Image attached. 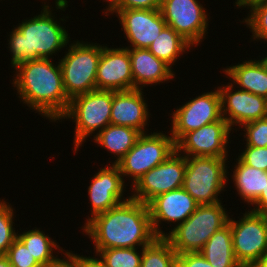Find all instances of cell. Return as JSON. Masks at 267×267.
<instances>
[{"mask_svg": "<svg viewBox=\"0 0 267 267\" xmlns=\"http://www.w3.org/2000/svg\"><path fill=\"white\" fill-rule=\"evenodd\" d=\"M81 229L93 240V249L143 248L157 238L148 204L131 197L94 216Z\"/></svg>", "mask_w": 267, "mask_h": 267, "instance_id": "obj_1", "label": "cell"}, {"mask_svg": "<svg viewBox=\"0 0 267 267\" xmlns=\"http://www.w3.org/2000/svg\"><path fill=\"white\" fill-rule=\"evenodd\" d=\"M12 83L19 100L49 122H58L69 107L60 63L51 59L28 60L17 65Z\"/></svg>", "mask_w": 267, "mask_h": 267, "instance_id": "obj_2", "label": "cell"}, {"mask_svg": "<svg viewBox=\"0 0 267 267\" xmlns=\"http://www.w3.org/2000/svg\"><path fill=\"white\" fill-rule=\"evenodd\" d=\"M44 0L41 13L24 19L12 29L8 39V48L11 52V69L28 60L51 59L53 54L62 51L68 46L70 35L66 26L59 22L66 21L63 15L57 21L56 12ZM52 9V10H51ZM56 18V19H55Z\"/></svg>", "mask_w": 267, "mask_h": 267, "instance_id": "obj_3", "label": "cell"}, {"mask_svg": "<svg viewBox=\"0 0 267 267\" xmlns=\"http://www.w3.org/2000/svg\"><path fill=\"white\" fill-rule=\"evenodd\" d=\"M222 201L199 205L183 223L171 227L164 237L177 254L200 252L209 238L228 224L230 215Z\"/></svg>", "mask_w": 267, "mask_h": 267, "instance_id": "obj_4", "label": "cell"}, {"mask_svg": "<svg viewBox=\"0 0 267 267\" xmlns=\"http://www.w3.org/2000/svg\"><path fill=\"white\" fill-rule=\"evenodd\" d=\"M112 102L113 91L105 90H94L70 99L69 107L60 120L70 119L75 122L74 153L88 137L94 138L95 134L110 124Z\"/></svg>", "mask_w": 267, "mask_h": 267, "instance_id": "obj_5", "label": "cell"}, {"mask_svg": "<svg viewBox=\"0 0 267 267\" xmlns=\"http://www.w3.org/2000/svg\"><path fill=\"white\" fill-rule=\"evenodd\" d=\"M68 51L59 59L63 85L71 99L77 95L96 90V74L102 45L75 40L68 43Z\"/></svg>", "mask_w": 267, "mask_h": 267, "instance_id": "obj_6", "label": "cell"}, {"mask_svg": "<svg viewBox=\"0 0 267 267\" xmlns=\"http://www.w3.org/2000/svg\"><path fill=\"white\" fill-rule=\"evenodd\" d=\"M229 158L186 156L183 188L199 205L221 202L219 194L230 180L227 173ZM221 192V193H220Z\"/></svg>", "mask_w": 267, "mask_h": 267, "instance_id": "obj_7", "label": "cell"}, {"mask_svg": "<svg viewBox=\"0 0 267 267\" xmlns=\"http://www.w3.org/2000/svg\"><path fill=\"white\" fill-rule=\"evenodd\" d=\"M176 151V143L170 134L162 132L142 133L135 145L116 163L120 173L132 180L131 186L145 173L163 163Z\"/></svg>", "mask_w": 267, "mask_h": 267, "instance_id": "obj_8", "label": "cell"}, {"mask_svg": "<svg viewBox=\"0 0 267 267\" xmlns=\"http://www.w3.org/2000/svg\"><path fill=\"white\" fill-rule=\"evenodd\" d=\"M249 210L239 220L230 217L228 221L234 256L242 267H249L267 252V219Z\"/></svg>", "mask_w": 267, "mask_h": 267, "instance_id": "obj_9", "label": "cell"}, {"mask_svg": "<svg viewBox=\"0 0 267 267\" xmlns=\"http://www.w3.org/2000/svg\"><path fill=\"white\" fill-rule=\"evenodd\" d=\"M159 9L166 25L193 47L204 41L210 17L198 0H161Z\"/></svg>", "mask_w": 267, "mask_h": 267, "instance_id": "obj_10", "label": "cell"}, {"mask_svg": "<svg viewBox=\"0 0 267 267\" xmlns=\"http://www.w3.org/2000/svg\"><path fill=\"white\" fill-rule=\"evenodd\" d=\"M185 171L186 156L176 150L163 163L152 168L130 186V197L148 204L160 194L182 188Z\"/></svg>", "mask_w": 267, "mask_h": 267, "instance_id": "obj_11", "label": "cell"}, {"mask_svg": "<svg viewBox=\"0 0 267 267\" xmlns=\"http://www.w3.org/2000/svg\"><path fill=\"white\" fill-rule=\"evenodd\" d=\"M170 117V135L177 143L185 134L222 118L221 97L218 88L204 92L177 106Z\"/></svg>", "mask_w": 267, "mask_h": 267, "instance_id": "obj_12", "label": "cell"}, {"mask_svg": "<svg viewBox=\"0 0 267 267\" xmlns=\"http://www.w3.org/2000/svg\"><path fill=\"white\" fill-rule=\"evenodd\" d=\"M231 130L222 117L219 121L185 134L176 143V150L184 156L228 158Z\"/></svg>", "mask_w": 267, "mask_h": 267, "instance_id": "obj_13", "label": "cell"}, {"mask_svg": "<svg viewBox=\"0 0 267 267\" xmlns=\"http://www.w3.org/2000/svg\"><path fill=\"white\" fill-rule=\"evenodd\" d=\"M218 90L221 97L222 117L233 129L231 135L234 130L237 131L233 127L240 128L245 123L267 117L266 98L237 89L230 82L227 85L218 86Z\"/></svg>", "mask_w": 267, "mask_h": 267, "instance_id": "obj_14", "label": "cell"}, {"mask_svg": "<svg viewBox=\"0 0 267 267\" xmlns=\"http://www.w3.org/2000/svg\"><path fill=\"white\" fill-rule=\"evenodd\" d=\"M92 178L88 186L91 217L88 216L84 225L94 216L104 213L130 198L129 195L126 198L123 196L127 184L116 164L105 165Z\"/></svg>", "mask_w": 267, "mask_h": 267, "instance_id": "obj_15", "label": "cell"}, {"mask_svg": "<svg viewBox=\"0 0 267 267\" xmlns=\"http://www.w3.org/2000/svg\"><path fill=\"white\" fill-rule=\"evenodd\" d=\"M199 204L182 187L156 196L148 203L151 224L157 237H165L167 232L161 230L160 224L170 223L175 226L185 222L197 209Z\"/></svg>", "mask_w": 267, "mask_h": 267, "instance_id": "obj_16", "label": "cell"}, {"mask_svg": "<svg viewBox=\"0 0 267 267\" xmlns=\"http://www.w3.org/2000/svg\"><path fill=\"white\" fill-rule=\"evenodd\" d=\"M117 16L130 46L126 48H145L159 36L166 22L160 9H121Z\"/></svg>", "mask_w": 267, "mask_h": 267, "instance_id": "obj_17", "label": "cell"}, {"mask_svg": "<svg viewBox=\"0 0 267 267\" xmlns=\"http://www.w3.org/2000/svg\"><path fill=\"white\" fill-rule=\"evenodd\" d=\"M134 89L130 55L123 47L102 46L97 67L96 90L125 91Z\"/></svg>", "mask_w": 267, "mask_h": 267, "instance_id": "obj_18", "label": "cell"}, {"mask_svg": "<svg viewBox=\"0 0 267 267\" xmlns=\"http://www.w3.org/2000/svg\"><path fill=\"white\" fill-rule=\"evenodd\" d=\"M147 104L142 89L113 91L110 124L131 127L141 133H148L146 126L149 127L148 121L150 122L151 114Z\"/></svg>", "mask_w": 267, "mask_h": 267, "instance_id": "obj_19", "label": "cell"}, {"mask_svg": "<svg viewBox=\"0 0 267 267\" xmlns=\"http://www.w3.org/2000/svg\"><path fill=\"white\" fill-rule=\"evenodd\" d=\"M130 55L134 89H142L173 80V67L145 48H126Z\"/></svg>", "mask_w": 267, "mask_h": 267, "instance_id": "obj_20", "label": "cell"}, {"mask_svg": "<svg viewBox=\"0 0 267 267\" xmlns=\"http://www.w3.org/2000/svg\"><path fill=\"white\" fill-rule=\"evenodd\" d=\"M247 60L226 66L222 71L234 87L267 99V70L259 59Z\"/></svg>", "mask_w": 267, "mask_h": 267, "instance_id": "obj_21", "label": "cell"}, {"mask_svg": "<svg viewBox=\"0 0 267 267\" xmlns=\"http://www.w3.org/2000/svg\"><path fill=\"white\" fill-rule=\"evenodd\" d=\"M234 168L231 181L234 182L235 190L242 201L252 205L267 187V172L250 167L237 157Z\"/></svg>", "mask_w": 267, "mask_h": 267, "instance_id": "obj_22", "label": "cell"}, {"mask_svg": "<svg viewBox=\"0 0 267 267\" xmlns=\"http://www.w3.org/2000/svg\"><path fill=\"white\" fill-rule=\"evenodd\" d=\"M142 133L135 128L109 124L97 135L93 142L108 150L116 157V164L136 143Z\"/></svg>", "mask_w": 267, "mask_h": 267, "instance_id": "obj_23", "label": "cell"}, {"mask_svg": "<svg viewBox=\"0 0 267 267\" xmlns=\"http://www.w3.org/2000/svg\"><path fill=\"white\" fill-rule=\"evenodd\" d=\"M200 253L213 267H242L234 256L229 223L209 238Z\"/></svg>", "mask_w": 267, "mask_h": 267, "instance_id": "obj_24", "label": "cell"}, {"mask_svg": "<svg viewBox=\"0 0 267 267\" xmlns=\"http://www.w3.org/2000/svg\"><path fill=\"white\" fill-rule=\"evenodd\" d=\"M192 49V45L170 26H165L159 36L148 47V50L158 59L174 66L176 61ZM182 54V55H181Z\"/></svg>", "mask_w": 267, "mask_h": 267, "instance_id": "obj_25", "label": "cell"}, {"mask_svg": "<svg viewBox=\"0 0 267 267\" xmlns=\"http://www.w3.org/2000/svg\"><path fill=\"white\" fill-rule=\"evenodd\" d=\"M17 238L26 246L42 267H46L58 258V255L53 254L54 250H60L57 253H61V255L64 251L56 240L54 241L48 234L46 235L43 230L37 227L19 234L17 232Z\"/></svg>", "mask_w": 267, "mask_h": 267, "instance_id": "obj_26", "label": "cell"}, {"mask_svg": "<svg viewBox=\"0 0 267 267\" xmlns=\"http://www.w3.org/2000/svg\"><path fill=\"white\" fill-rule=\"evenodd\" d=\"M140 267H177V253L164 237L142 248Z\"/></svg>", "mask_w": 267, "mask_h": 267, "instance_id": "obj_27", "label": "cell"}, {"mask_svg": "<svg viewBox=\"0 0 267 267\" xmlns=\"http://www.w3.org/2000/svg\"><path fill=\"white\" fill-rule=\"evenodd\" d=\"M95 249L94 253L106 267H140L142 248ZM140 253H139V252Z\"/></svg>", "mask_w": 267, "mask_h": 267, "instance_id": "obj_28", "label": "cell"}, {"mask_svg": "<svg viewBox=\"0 0 267 267\" xmlns=\"http://www.w3.org/2000/svg\"><path fill=\"white\" fill-rule=\"evenodd\" d=\"M248 10V16L240 22L250 29L253 41L267 42V2L255 4Z\"/></svg>", "mask_w": 267, "mask_h": 267, "instance_id": "obj_29", "label": "cell"}, {"mask_svg": "<svg viewBox=\"0 0 267 267\" xmlns=\"http://www.w3.org/2000/svg\"><path fill=\"white\" fill-rule=\"evenodd\" d=\"M12 205L5 200H0V255H6L9 247L17 238V233L13 224L14 212Z\"/></svg>", "mask_w": 267, "mask_h": 267, "instance_id": "obj_30", "label": "cell"}, {"mask_svg": "<svg viewBox=\"0 0 267 267\" xmlns=\"http://www.w3.org/2000/svg\"><path fill=\"white\" fill-rule=\"evenodd\" d=\"M245 146L267 147V117L243 124Z\"/></svg>", "mask_w": 267, "mask_h": 267, "instance_id": "obj_31", "label": "cell"}, {"mask_svg": "<svg viewBox=\"0 0 267 267\" xmlns=\"http://www.w3.org/2000/svg\"><path fill=\"white\" fill-rule=\"evenodd\" d=\"M5 256L12 267H42L18 238L13 241Z\"/></svg>", "mask_w": 267, "mask_h": 267, "instance_id": "obj_32", "label": "cell"}, {"mask_svg": "<svg viewBox=\"0 0 267 267\" xmlns=\"http://www.w3.org/2000/svg\"><path fill=\"white\" fill-rule=\"evenodd\" d=\"M238 158L246 165L267 172V147L245 146Z\"/></svg>", "mask_w": 267, "mask_h": 267, "instance_id": "obj_33", "label": "cell"}, {"mask_svg": "<svg viewBox=\"0 0 267 267\" xmlns=\"http://www.w3.org/2000/svg\"><path fill=\"white\" fill-rule=\"evenodd\" d=\"M177 267H213L200 252L177 254Z\"/></svg>", "mask_w": 267, "mask_h": 267, "instance_id": "obj_34", "label": "cell"}, {"mask_svg": "<svg viewBox=\"0 0 267 267\" xmlns=\"http://www.w3.org/2000/svg\"><path fill=\"white\" fill-rule=\"evenodd\" d=\"M64 257V258H63ZM63 257L57 258L46 267H82L81 256L69 250L63 251Z\"/></svg>", "mask_w": 267, "mask_h": 267, "instance_id": "obj_35", "label": "cell"}, {"mask_svg": "<svg viewBox=\"0 0 267 267\" xmlns=\"http://www.w3.org/2000/svg\"><path fill=\"white\" fill-rule=\"evenodd\" d=\"M161 0H122L121 9H157Z\"/></svg>", "mask_w": 267, "mask_h": 267, "instance_id": "obj_36", "label": "cell"}, {"mask_svg": "<svg viewBox=\"0 0 267 267\" xmlns=\"http://www.w3.org/2000/svg\"><path fill=\"white\" fill-rule=\"evenodd\" d=\"M252 206L253 208L250 211L264 216L267 215V187L265 190H262V193L257 197Z\"/></svg>", "mask_w": 267, "mask_h": 267, "instance_id": "obj_37", "label": "cell"}, {"mask_svg": "<svg viewBox=\"0 0 267 267\" xmlns=\"http://www.w3.org/2000/svg\"><path fill=\"white\" fill-rule=\"evenodd\" d=\"M83 256L81 255V264L82 267H106L105 264L101 261V259L97 255ZM96 256V257H95Z\"/></svg>", "mask_w": 267, "mask_h": 267, "instance_id": "obj_38", "label": "cell"}, {"mask_svg": "<svg viewBox=\"0 0 267 267\" xmlns=\"http://www.w3.org/2000/svg\"><path fill=\"white\" fill-rule=\"evenodd\" d=\"M103 1H105L106 4L108 2V4H107L108 6H106L104 9L105 16L114 15V13L121 10V1L122 0H103Z\"/></svg>", "mask_w": 267, "mask_h": 267, "instance_id": "obj_39", "label": "cell"}, {"mask_svg": "<svg viewBox=\"0 0 267 267\" xmlns=\"http://www.w3.org/2000/svg\"><path fill=\"white\" fill-rule=\"evenodd\" d=\"M262 2H267V0H236L235 5L238 8L242 9H249L251 6L262 3Z\"/></svg>", "mask_w": 267, "mask_h": 267, "instance_id": "obj_40", "label": "cell"}, {"mask_svg": "<svg viewBox=\"0 0 267 267\" xmlns=\"http://www.w3.org/2000/svg\"><path fill=\"white\" fill-rule=\"evenodd\" d=\"M249 267H267V252L258 261L252 263Z\"/></svg>", "mask_w": 267, "mask_h": 267, "instance_id": "obj_41", "label": "cell"}, {"mask_svg": "<svg viewBox=\"0 0 267 267\" xmlns=\"http://www.w3.org/2000/svg\"><path fill=\"white\" fill-rule=\"evenodd\" d=\"M0 267H12L9 259L5 255H0Z\"/></svg>", "mask_w": 267, "mask_h": 267, "instance_id": "obj_42", "label": "cell"}, {"mask_svg": "<svg viewBox=\"0 0 267 267\" xmlns=\"http://www.w3.org/2000/svg\"><path fill=\"white\" fill-rule=\"evenodd\" d=\"M266 57L264 58H259V60L261 61V63L264 65L265 69L267 70V55H265Z\"/></svg>", "mask_w": 267, "mask_h": 267, "instance_id": "obj_43", "label": "cell"}]
</instances>
